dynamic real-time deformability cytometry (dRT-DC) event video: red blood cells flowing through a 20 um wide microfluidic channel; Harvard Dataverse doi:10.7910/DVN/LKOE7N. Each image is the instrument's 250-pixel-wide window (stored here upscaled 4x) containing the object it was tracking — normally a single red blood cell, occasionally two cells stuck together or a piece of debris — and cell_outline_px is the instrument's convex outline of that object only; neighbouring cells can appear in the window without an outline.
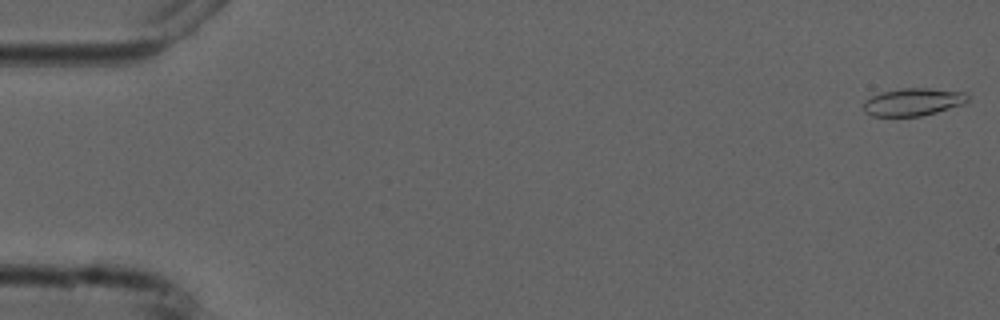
{"species": "common noctule bat (a hibernating species)", "species_latin": "Nyctalus noctula", "temperature_condition": "cold", "stored_images_in_passage": 6, "camera_frame_rate_fps": 3000, "um_per_image_px": 0.085, "animal": {"sex": "male", "forearm_length_mm": 52.5}, "frame": {"image": 1, "passage_image": 1, "time_ms": 0.0, "image_size_px": [1000, 320], "cell_outline_px": [[968, 100], [964, 104], [936, 112], [920, 116], [872, 116], [864, 112], [864, 100], [872, 96], [884, 92], [900, 88], [928, 88], [964, 92], [968, 96]], "centroid_in_image_um": [77.6, 8.67], "position_along_channel_um": 7.4, "area_um2": 16.65}}
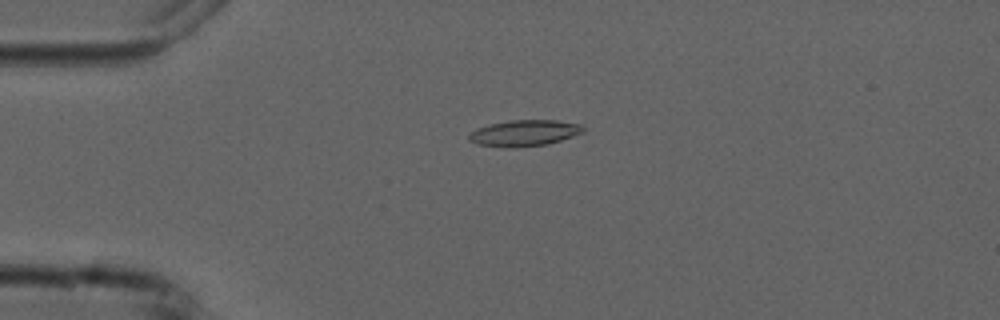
{"frame": {"image": 2, "passage_image": 4, "time_ms": 4.0, "image_size_px": [1000, 320], "cell_outline_px": [[584, 132], [548, 144], [508, 148], [504, 148], [476, 144], [468, 140], [468, 136], [476, 128], [488, 124], [508, 120], [556, 120], [580, 124], [584, 128]], "centroid_in_image_um": [44.52, 11.31], "position_along_channel_um": 40.5, "area_um2": 17.51}}
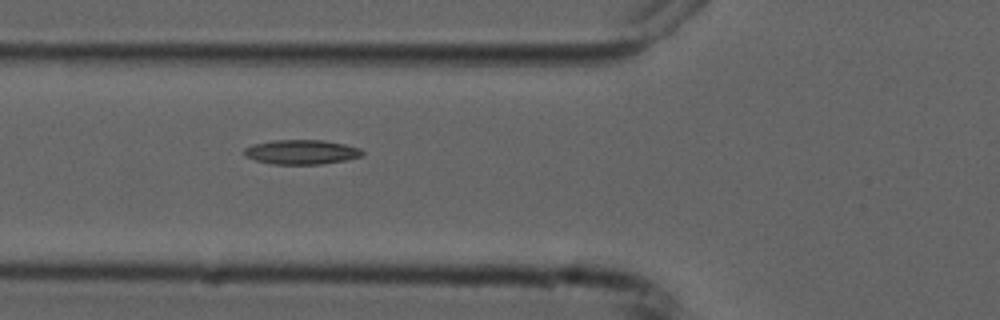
{"frame": {"image": 3, "passage_image": 6, "time_ms": 6.333, "image_size_px": [1000, 320], "cell_outline_px": [[364, 156], [344, 160], [320, 164], [272, 164], [256, 160], [244, 156], [244, 148], [252, 144], [272, 140], [324, 140], [344, 144], [360, 148], [364, 152]], "centroid_in_image_um": [25.62, 12.91], "position_along_channel_um": 100.2, "area_um2": 16.94}}